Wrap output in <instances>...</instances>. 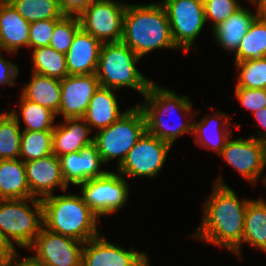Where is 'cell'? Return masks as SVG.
Instances as JSON below:
<instances>
[{"label":"cell","instance_id":"33","mask_svg":"<svg viewBox=\"0 0 266 266\" xmlns=\"http://www.w3.org/2000/svg\"><path fill=\"white\" fill-rule=\"evenodd\" d=\"M234 64L239 73L235 88L266 89V57Z\"/></svg>","mask_w":266,"mask_h":266},{"label":"cell","instance_id":"14","mask_svg":"<svg viewBox=\"0 0 266 266\" xmlns=\"http://www.w3.org/2000/svg\"><path fill=\"white\" fill-rule=\"evenodd\" d=\"M149 260L146 251L126 250L102 233L84 243L81 266H150Z\"/></svg>","mask_w":266,"mask_h":266},{"label":"cell","instance_id":"11","mask_svg":"<svg viewBox=\"0 0 266 266\" xmlns=\"http://www.w3.org/2000/svg\"><path fill=\"white\" fill-rule=\"evenodd\" d=\"M172 145L145 132L128 152L117 171L128 178H155L165 166Z\"/></svg>","mask_w":266,"mask_h":266},{"label":"cell","instance_id":"42","mask_svg":"<svg viewBox=\"0 0 266 266\" xmlns=\"http://www.w3.org/2000/svg\"><path fill=\"white\" fill-rule=\"evenodd\" d=\"M253 116L256 118L255 120L258 122L257 125L263 128L264 131L263 132L258 131L257 137H255L256 135H249V136L254 137L259 141L266 143V107L258 111H255L253 113Z\"/></svg>","mask_w":266,"mask_h":266},{"label":"cell","instance_id":"1","mask_svg":"<svg viewBox=\"0 0 266 266\" xmlns=\"http://www.w3.org/2000/svg\"><path fill=\"white\" fill-rule=\"evenodd\" d=\"M222 178L220 175L213 181L211 194L202 204V222L191 237L227 249L241 259L246 208L251 199L239 198Z\"/></svg>","mask_w":266,"mask_h":266},{"label":"cell","instance_id":"20","mask_svg":"<svg viewBox=\"0 0 266 266\" xmlns=\"http://www.w3.org/2000/svg\"><path fill=\"white\" fill-rule=\"evenodd\" d=\"M27 22L8 0H0V50L17 54L22 47L29 48Z\"/></svg>","mask_w":266,"mask_h":266},{"label":"cell","instance_id":"19","mask_svg":"<svg viewBox=\"0 0 266 266\" xmlns=\"http://www.w3.org/2000/svg\"><path fill=\"white\" fill-rule=\"evenodd\" d=\"M102 43L80 28L65 53L68 75L96 73Z\"/></svg>","mask_w":266,"mask_h":266},{"label":"cell","instance_id":"13","mask_svg":"<svg viewBox=\"0 0 266 266\" xmlns=\"http://www.w3.org/2000/svg\"><path fill=\"white\" fill-rule=\"evenodd\" d=\"M84 243L41 227L28 248L46 266H81Z\"/></svg>","mask_w":266,"mask_h":266},{"label":"cell","instance_id":"31","mask_svg":"<svg viewBox=\"0 0 266 266\" xmlns=\"http://www.w3.org/2000/svg\"><path fill=\"white\" fill-rule=\"evenodd\" d=\"M16 11L29 23L46 19H61L58 0H8Z\"/></svg>","mask_w":266,"mask_h":266},{"label":"cell","instance_id":"28","mask_svg":"<svg viewBox=\"0 0 266 266\" xmlns=\"http://www.w3.org/2000/svg\"><path fill=\"white\" fill-rule=\"evenodd\" d=\"M20 116L9 109L0 112V160L20 159L22 130Z\"/></svg>","mask_w":266,"mask_h":266},{"label":"cell","instance_id":"24","mask_svg":"<svg viewBox=\"0 0 266 266\" xmlns=\"http://www.w3.org/2000/svg\"><path fill=\"white\" fill-rule=\"evenodd\" d=\"M21 95L49 108L55 114L61 103V80L31 72L28 83H23Z\"/></svg>","mask_w":266,"mask_h":266},{"label":"cell","instance_id":"10","mask_svg":"<svg viewBox=\"0 0 266 266\" xmlns=\"http://www.w3.org/2000/svg\"><path fill=\"white\" fill-rule=\"evenodd\" d=\"M126 6L120 0H95L78 15L81 28L101 43L120 42Z\"/></svg>","mask_w":266,"mask_h":266},{"label":"cell","instance_id":"8","mask_svg":"<svg viewBox=\"0 0 266 266\" xmlns=\"http://www.w3.org/2000/svg\"><path fill=\"white\" fill-rule=\"evenodd\" d=\"M128 182L118 171L108 170L103 176L81 183L80 194L100 220L124 208L130 198Z\"/></svg>","mask_w":266,"mask_h":266},{"label":"cell","instance_id":"12","mask_svg":"<svg viewBox=\"0 0 266 266\" xmlns=\"http://www.w3.org/2000/svg\"><path fill=\"white\" fill-rule=\"evenodd\" d=\"M218 156L255 186L266 168V143L251 136L230 137Z\"/></svg>","mask_w":266,"mask_h":266},{"label":"cell","instance_id":"29","mask_svg":"<svg viewBox=\"0 0 266 266\" xmlns=\"http://www.w3.org/2000/svg\"><path fill=\"white\" fill-rule=\"evenodd\" d=\"M31 52L32 72L60 80L68 76L64 53L58 52L50 46L31 49Z\"/></svg>","mask_w":266,"mask_h":266},{"label":"cell","instance_id":"22","mask_svg":"<svg viewBox=\"0 0 266 266\" xmlns=\"http://www.w3.org/2000/svg\"><path fill=\"white\" fill-rule=\"evenodd\" d=\"M115 92L117 93L116 89L102 86H99L94 92L83 117L91 130L95 131L96 129L98 131L110 126L128 110L126 109L123 112L120 110Z\"/></svg>","mask_w":266,"mask_h":266},{"label":"cell","instance_id":"27","mask_svg":"<svg viewBox=\"0 0 266 266\" xmlns=\"http://www.w3.org/2000/svg\"><path fill=\"white\" fill-rule=\"evenodd\" d=\"M19 98V114L15 108L9 112L13 116L22 115L25 125L22 131H53L56 118V114L53 111L36 102L25 99L21 94Z\"/></svg>","mask_w":266,"mask_h":266},{"label":"cell","instance_id":"43","mask_svg":"<svg viewBox=\"0 0 266 266\" xmlns=\"http://www.w3.org/2000/svg\"><path fill=\"white\" fill-rule=\"evenodd\" d=\"M252 7H256V11L258 13H262L266 11V0H252Z\"/></svg>","mask_w":266,"mask_h":266},{"label":"cell","instance_id":"39","mask_svg":"<svg viewBox=\"0 0 266 266\" xmlns=\"http://www.w3.org/2000/svg\"><path fill=\"white\" fill-rule=\"evenodd\" d=\"M95 0H58L61 11L65 15H79Z\"/></svg>","mask_w":266,"mask_h":266},{"label":"cell","instance_id":"40","mask_svg":"<svg viewBox=\"0 0 266 266\" xmlns=\"http://www.w3.org/2000/svg\"><path fill=\"white\" fill-rule=\"evenodd\" d=\"M16 249L0 231V265H9Z\"/></svg>","mask_w":266,"mask_h":266},{"label":"cell","instance_id":"3","mask_svg":"<svg viewBox=\"0 0 266 266\" xmlns=\"http://www.w3.org/2000/svg\"><path fill=\"white\" fill-rule=\"evenodd\" d=\"M143 97L144 103L136 105L144 113L147 132L168 142L172 146L178 137L186 133L193 134L192 120L185 119L184 122L179 121L174 122V124L167 121L169 120V114L175 113L183 115V118H180L182 121L189 115L192 118L193 116H198L197 112L195 114L192 112L193 103L188 96H179L174 89L162 87L153 81Z\"/></svg>","mask_w":266,"mask_h":266},{"label":"cell","instance_id":"17","mask_svg":"<svg viewBox=\"0 0 266 266\" xmlns=\"http://www.w3.org/2000/svg\"><path fill=\"white\" fill-rule=\"evenodd\" d=\"M61 173L67 186H79L89 179L103 176L108 170L102 169L105 165L93 143L79 152L62 155Z\"/></svg>","mask_w":266,"mask_h":266},{"label":"cell","instance_id":"5","mask_svg":"<svg viewBox=\"0 0 266 266\" xmlns=\"http://www.w3.org/2000/svg\"><path fill=\"white\" fill-rule=\"evenodd\" d=\"M140 59L122 41L102 43L96 70L100 86L117 91L128 87L144 96L153 81L137 69Z\"/></svg>","mask_w":266,"mask_h":266},{"label":"cell","instance_id":"21","mask_svg":"<svg viewBox=\"0 0 266 266\" xmlns=\"http://www.w3.org/2000/svg\"><path fill=\"white\" fill-rule=\"evenodd\" d=\"M55 124L53 129L52 152L57 157L79 152L94 143L90 126L83 118H66ZM91 136V137H90Z\"/></svg>","mask_w":266,"mask_h":266},{"label":"cell","instance_id":"44","mask_svg":"<svg viewBox=\"0 0 266 266\" xmlns=\"http://www.w3.org/2000/svg\"><path fill=\"white\" fill-rule=\"evenodd\" d=\"M258 16L265 22L266 24V11L262 13H258Z\"/></svg>","mask_w":266,"mask_h":266},{"label":"cell","instance_id":"36","mask_svg":"<svg viewBox=\"0 0 266 266\" xmlns=\"http://www.w3.org/2000/svg\"><path fill=\"white\" fill-rule=\"evenodd\" d=\"M60 19H46L30 23L29 49L49 46L55 24Z\"/></svg>","mask_w":266,"mask_h":266},{"label":"cell","instance_id":"32","mask_svg":"<svg viewBox=\"0 0 266 266\" xmlns=\"http://www.w3.org/2000/svg\"><path fill=\"white\" fill-rule=\"evenodd\" d=\"M53 131H22L20 159L27 162L52 154Z\"/></svg>","mask_w":266,"mask_h":266},{"label":"cell","instance_id":"15","mask_svg":"<svg viewBox=\"0 0 266 266\" xmlns=\"http://www.w3.org/2000/svg\"><path fill=\"white\" fill-rule=\"evenodd\" d=\"M96 73L68 75L61 79V103L56 117L83 118L94 92L99 88Z\"/></svg>","mask_w":266,"mask_h":266},{"label":"cell","instance_id":"37","mask_svg":"<svg viewBox=\"0 0 266 266\" xmlns=\"http://www.w3.org/2000/svg\"><path fill=\"white\" fill-rule=\"evenodd\" d=\"M234 90L241 106L252 114L266 107V89L235 88Z\"/></svg>","mask_w":266,"mask_h":266},{"label":"cell","instance_id":"38","mask_svg":"<svg viewBox=\"0 0 266 266\" xmlns=\"http://www.w3.org/2000/svg\"><path fill=\"white\" fill-rule=\"evenodd\" d=\"M19 66L10 60H6L0 50V85L15 86L19 75Z\"/></svg>","mask_w":266,"mask_h":266},{"label":"cell","instance_id":"18","mask_svg":"<svg viewBox=\"0 0 266 266\" xmlns=\"http://www.w3.org/2000/svg\"><path fill=\"white\" fill-rule=\"evenodd\" d=\"M232 126L240 129V124L236 125L230 121L228 115L221 111H216L215 115H205L200 121H193L194 142L197 146L213 150L217 155L221 153L227 140L232 137Z\"/></svg>","mask_w":266,"mask_h":266},{"label":"cell","instance_id":"16","mask_svg":"<svg viewBox=\"0 0 266 266\" xmlns=\"http://www.w3.org/2000/svg\"><path fill=\"white\" fill-rule=\"evenodd\" d=\"M24 164L30 193L34 197L42 199L54 194L56 189L68 190L61 173L60 158L53 153Z\"/></svg>","mask_w":266,"mask_h":266},{"label":"cell","instance_id":"23","mask_svg":"<svg viewBox=\"0 0 266 266\" xmlns=\"http://www.w3.org/2000/svg\"><path fill=\"white\" fill-rule=\"evenodd\" d=\"M257 16L258 12L256 10L253 13L245 6H242L211 31L218 46L235 54L242 38Z\"/></svg>","mask_w":266,"mask_h":266},{"label":"cell","instance_id":"9","mask_svg":"<svg viewBox=\"0 0 266 266\" xmlns=\"http://www.w3.org/2000/svg\"><path fill=\"white\" fill-rule=\"evenodd\" d=\"M174 44L182 52H192L196 38L206 25L203 2L199 0H162Z\"/></svg>","mask_w":266,"mask_h":266},{"label":"cell","instance_id":"7","mask_svg":"<svg viewBox=\"0 0 266 266\" xmlns=\"http://www.w3.org/2000/svg\"><path fill=\"white\" fill-rule=\"evenodd\" d=\"M146 131L144 113L138 105H135L129 107L113 124L96 131L93 135L94 144L105 165L117 159L116 167H119Z\"/></svg>","mask_w":266,"mask_h":266},{"label":"cell","instance_id":"35","mask_svg":"<svg viewBox=\"0 0 266 266\" xmlns=\"http://www.w3.org/2000/svg\"><path fill=\"white\" fill-rule=\"evenodd\" d=\"M203 6L206 23L207 21L212 23L211 30L242 7L239 0H204Z\"/></svg>","mask_w":266,"mask_h":266},{"label":"cell","instance_id":"26","mask_svg":"<svg viewBox=\"0 0 266 266\" xmlns=\"http://www.w3.org/2000/svg\"><path fill=\"white\" fill-rule=\"evenodd\" d=\"M266 253V201L251 199L246 208L242 244Z\"/></svg>","mask_w":266,"mask_h":266},{"label":"cell","instance_id":"2","mask_svg":"<svg viewBox=\"0 0 266 266\" xmlns=\"http://www.w3.org/2000/svg\"><path fill=\"white\" fill-rule=\"evenodd\" d=\"M121 41L141 58L157 49L179 50L173 42L168 16L160 2L127 3Z\"/></svg>","mask_w":266,"mask_h":266},{"label":"cell","instance_id":"34","mask_svg":"<svg viewBox=\"0 0 266 266\" xmlns=\"http://www.w3.org/2000/svg\"><path fill=\"white\" fill-rule=\"evenodd\" d=\"M80 28L78 15H64L55 24L49 46L65 54L71 47L73 38Z\"/></svg>","mask_w":266,"mask_h":266},{"label":"cell","instance_id":"6","mask_svg":"<svg viewBox=\"0 0 266 266\" xmlns=\"http://www.w3.org/2000/svg\"><path fill=\"white\" fill-rule=\"evenodd\" d=\"M42 226L41 199L0 200V231L14 248L19 246L28 250Z\"/></svg>","mask_w":266,"mask_h":266},{"label":"cell","instance_id":"25","mask_svg":"<svg viewBox=\"0 0 266 266\" xmlns=\"http://www.w3.org/2000/svg\"><path fill=\"white\" fill-rule=\"evenodd\" d=\"M34 197L27 182L25 164L21 159L0 160V200Z\"/></svg>","mask_w":266,"mask_h":266},{"label":"cell","instance_id":"4","mask_svg":"<svg viewBox=\"0 0 266 266\" xmlns=\"http://www.w3.org/2000/svg\"><path fill=\"white\" fill-rule=\"evenodd\" d=\"M41 201L43 226L49 231L83 243L100 235V220L80 193L74 195L65 191V194H52Z\"/></svg>","mask_w":266,"mask_h":266},{"label":"cell","instance_id":"41","mask_svg":"<svg viewBox=\"0 0 266 266\" xmlns=\"http://www.w3.org/2000/svg\"><path fill=\"white\" fill-rule=\"evenodd\" d=\"M16 250L13 257L9 263V266H46L42 261L38 260L34 255L25 256L23 258L19 257V253ZM21 260H18V259Z\"/></svg>","mask_w":266,"mask_h":266},{"label":"cell","instance_id":"30","mask_svg":"<svg viewBox=\"0 0 266 266\" xmlns=\"http://www.w3.org/2000/svg\"><path fill=\"white\" fill-rule=\"evenodd\" d=\"M262 57H266V24L257 16L238 46L234 63Z\"/></svg>","mask_w":266,"mask_h":266},{"label":"cell","instance_id":"45","mask_svg":"<svg viewBox=\"0 0 266 266\" xmlns=\"http://www.w3.org/2000/svg\"><path fill=\"white\" fill-rule=\"evenodd\" d=\"M263 184H265L266 187V175L264 176V178L262 179Z\"/></svg>","mask_w":266,"mask_h":266}]
</instances>
